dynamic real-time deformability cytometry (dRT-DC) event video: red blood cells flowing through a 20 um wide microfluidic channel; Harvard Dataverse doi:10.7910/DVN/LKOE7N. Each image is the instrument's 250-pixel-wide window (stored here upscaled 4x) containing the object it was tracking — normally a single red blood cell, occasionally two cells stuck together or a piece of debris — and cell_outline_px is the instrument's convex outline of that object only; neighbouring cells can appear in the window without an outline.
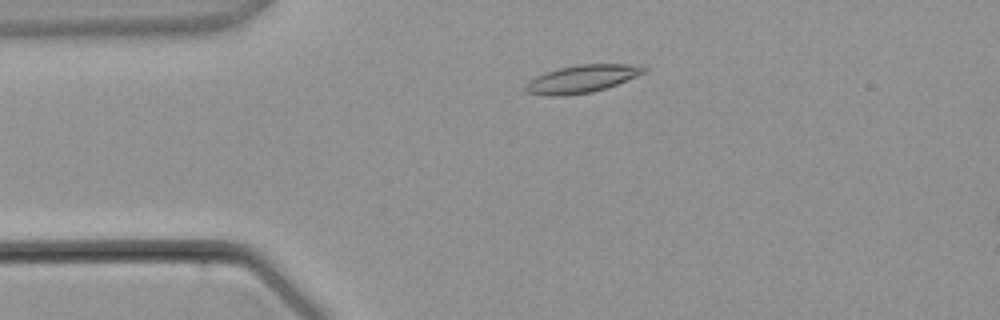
{"species": "common noctule bat (a hibernating species)", "species_latin": "Nyctalus noctula", "temperature_condition": "warm", "stored_images_in_passage": 4, "camera_frame_rate_fps": 3000, "um_per_image_px": 0.085, "animal": {"sex": "male", "body_mass_g": 21.5, "forearm_length_mm": 52.0}, "frame": {"image": 1, "passage_image": 2, "time_ms": 1.0, "image_size_px": [1000, 320], "cell_outline_px": [[648, 68], [644, 72], [636, 76], [616, 84], [592, 92], [564, 96], [544, 96], [528, 92], [524, 88], [524, 84], [528, 80], [544, 72], [560, 68], [580, 64], [632, 64]], "centroid_in_image_um": [49.39, 6.71], "position_along_channel_um": 35.6, "area_um2": 19.02}}
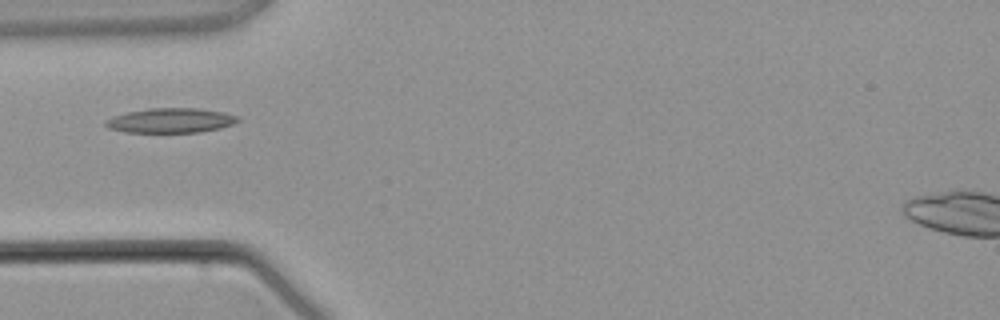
{"frame": {"image": 2, "passage_image": 3, "time_ms": 2.333, "image_size_px": [1000, 320], "cell_outline_px": [[240, 120], [232, 124], [220, 128], [200, 132], [124, 132], [108, 128], [104, 124], [104, 120], [112, 116], [128, 112], [148, 108], [196, 108], [224, 112], [240, 116]], "centroid_in_image_um": [14.5, 10.24], "position_along_channel_um": 70.5, "area_um2": 19.13}}
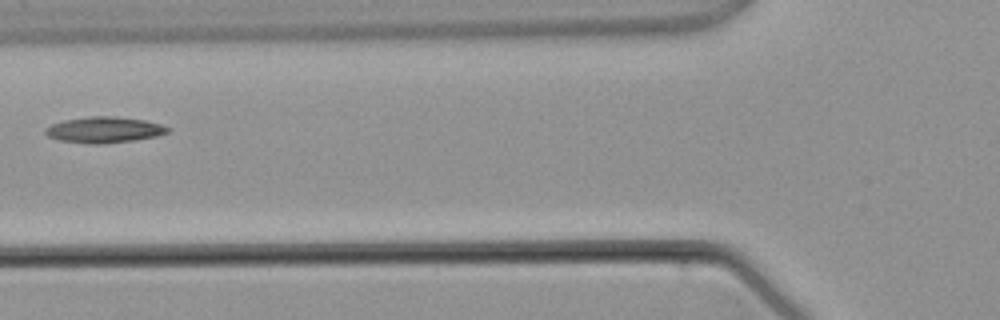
{"frame": {"image": 3, "passage_image": 4, "time_ms": 3.333, "image_size_px": [1000, 320], "cell_outline_px": [[172, 128], [168, 132], [156, 136], [132, 140], [104, 144], [88, 144], [60, 140], [48, 136], [44, 132], [44, 128], [52, 124], [64, 120], [88, 116], [116, 116], [144, 120], [160, 124]], "centroid_in_image_um": [8.84, 11.03], "position_along_channel_um": 117.0, "area_um2": 18.55}}